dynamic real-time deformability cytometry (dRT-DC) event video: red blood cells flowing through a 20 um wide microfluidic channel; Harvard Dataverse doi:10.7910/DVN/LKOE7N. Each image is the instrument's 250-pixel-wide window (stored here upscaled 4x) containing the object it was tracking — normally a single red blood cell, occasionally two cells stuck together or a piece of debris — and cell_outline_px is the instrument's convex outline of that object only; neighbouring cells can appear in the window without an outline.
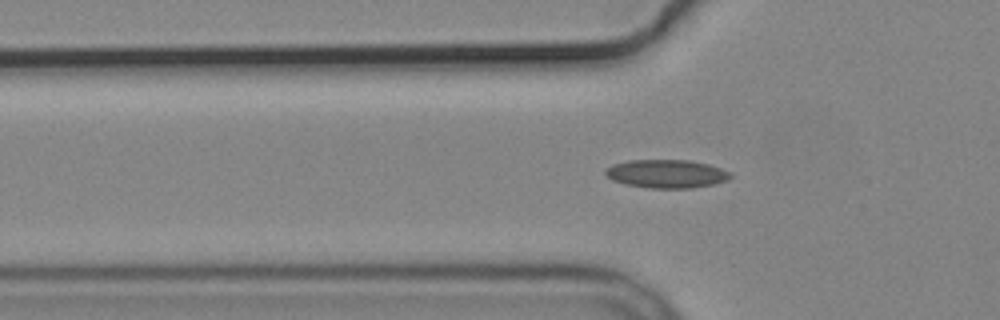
{"species": "common noctule bat (a hibernating species)", "species_latin": "Nyctalus noctula", "temperature_condition": "cold", "stored_images_in_passage": 47, "camera_frame_rate_fps": 3000, "um_per_image_px": 0.085, "animal": {"sex": "male", "body_mass_g": 19.2, "forearm_length_mm": 51.8}, "frame": {"image": 1, "passage_image": 9, "time_ms": 2.667, "image_size_px": [1000, 320], "cell_outline_px": [[732, 176], [728, 180], [712, 184], [692, 188], [648, 188], [624, 184], [612, 180], [604, 172], [604, 168], [612, 164], [628, 160], [688, 160], [708, 164], [732, 172]], "centroid_in_image_um": [56.63, 14.77], "position_along_channel_um": 69.2, "area_um2": 20.81}}
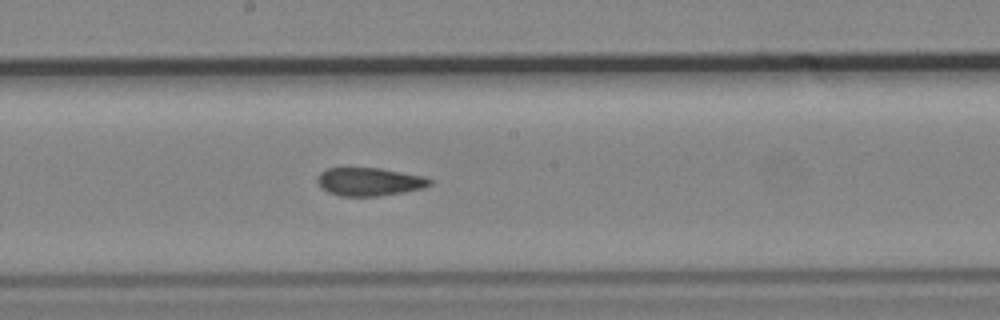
{"frame": {"image": 2, "passage_image": 21, "time_ms": 6.667, "image_size_px": [1000, 320], "cell_outline_px": [[432, 184], [424, 188], [376, 196], [340, 196], [328, 192], [320, 188], [316, 180], [320, 172], [328, 168], [380, 168], [424, 176], [432, 180]], "centroid_in_image_um": [31.37, 15.44], "position_along_channel_um": 216.8, "area_um2": 18.44}}
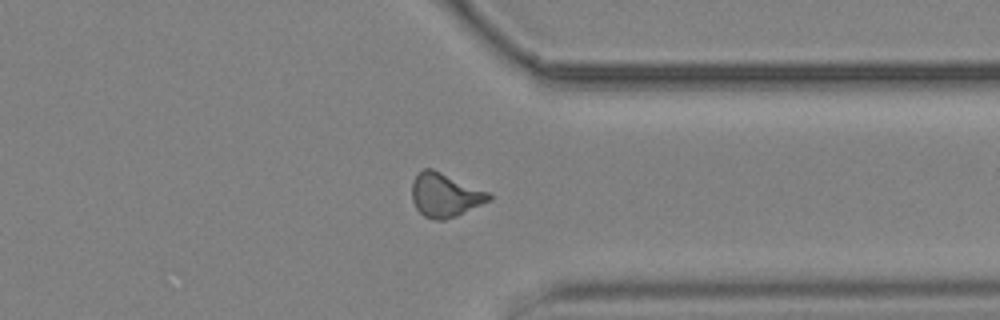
{"frame": {"image": 3, "passage_image": 34, "time_ms": 11.0, "image_size_px": [1000, 320], "cell_outline_px": [[492, 200], [456, 216], [444, 220], [436, 220], [424, 216], [416, 208], [412, 200], [412, 180], [424, 168], [432, 168], [492, 192]], "centroid_in_image_um": [37.87, 16.57], "position_along_channel_um": 373.5, "area_um2": 19.94}, "authors_computed_cell_mechanics": {"area_um2": 18.9584, "velocity_mm_per_s": 3.685, "shape_relaxation_time_tau1_ms": null, "shape_relaxation_time_tau2_ms": 2.4865, "deformation_change_tau1": null, "deformation_change_tau2": 0.1001}}